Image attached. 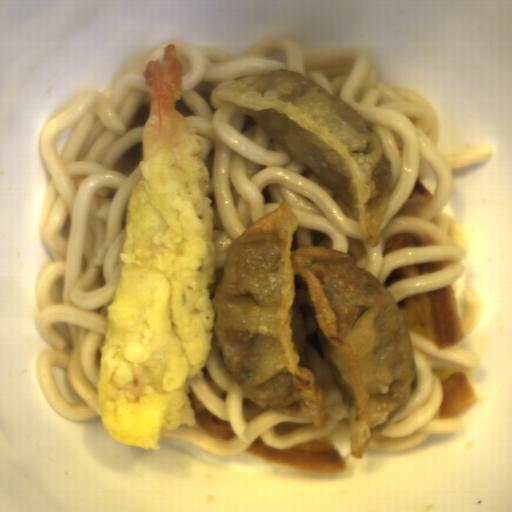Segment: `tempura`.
<instances>
[{"instance_id": "tempura-1", "label": "tempura", "mask_w": 512, "mask_h": 512, "mask_svg": "<svg viewBox=\"0 0 512 512\" xmlns=\"http://www.w3.org/2000/svg\"><path fill=\"white\" fill-rule=\"evenodd\" d=\"M143 74L149 116L97 398L113 439L158 451L169 430L197 423L189 393L209 360L218 277L208 145L178 107L183 67L175 43Z\"/></svg>"}]
</instances>
